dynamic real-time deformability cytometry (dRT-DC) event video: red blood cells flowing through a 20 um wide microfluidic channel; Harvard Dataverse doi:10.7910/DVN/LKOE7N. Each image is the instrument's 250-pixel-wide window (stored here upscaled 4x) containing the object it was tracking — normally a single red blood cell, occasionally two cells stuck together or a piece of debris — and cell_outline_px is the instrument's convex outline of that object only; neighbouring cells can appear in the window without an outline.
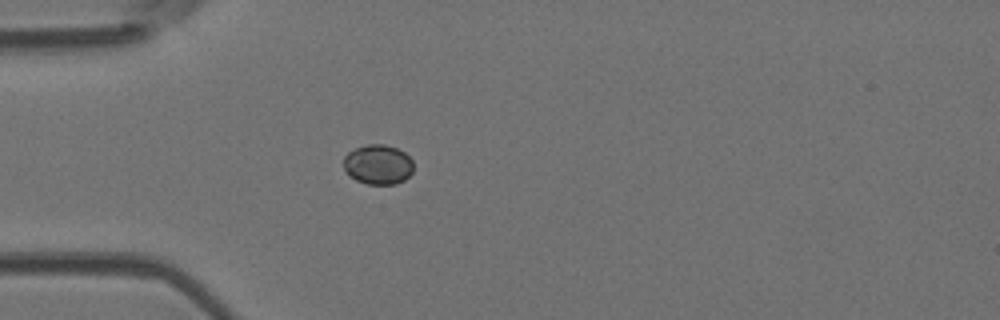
{"species": "Egyptian fruit bat (a non-hibernating species)", "species_latin": "Rousettus aegyptiacus", "temperature_condition": "room temperature", "stored_images_in_passage": 3, "camera_frame_rate_fps": 3000, "um_per_image_px": 0.085, "animal": {"sex": "female"}, "frame": {"image": 1, "passage_image": 3, "time_ms": 0.667, "image_size_px": [1000, 320], "cell_outline_px": [[412, 172], [404, 180], [396, 184], [368, 184], [356, 180], [348, 176], [344, 172], [344, 156], [348, 152], [356, 148], [368, 144], [384, 144], [396, 148], [404, 152], [412, 160]], "centroid_in_image_um": [32.1, 13.99], "position_along_channel_um": 52.9, "area_um2": 16.24}}